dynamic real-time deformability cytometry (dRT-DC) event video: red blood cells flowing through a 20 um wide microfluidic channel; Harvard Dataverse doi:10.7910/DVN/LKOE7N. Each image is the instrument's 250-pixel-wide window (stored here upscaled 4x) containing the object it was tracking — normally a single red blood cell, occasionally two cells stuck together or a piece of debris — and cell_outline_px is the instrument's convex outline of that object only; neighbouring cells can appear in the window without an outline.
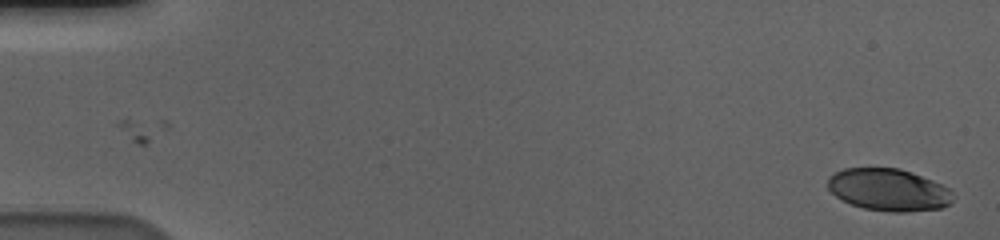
{"species": "human", "species_latin": "Homo sapiens", "temperature_condition": "cold", "stored_images_in_passage": 58, "camera_frame_rate_fps": 3000, "um_per_image_px": 0.085, "donor": {"sex": "male"}, "frame": {"image": 1, "passage_image": 1, "time_ms": 0.0, "image_size_px": [1000, 240], "cell_outline_px": [[952, 200], [948, 204], [940, 208], [908, 212], [892, 212], [864, 208], [852, 204], [836, 196], [828, 188], [828, 180], [836, 172], [844, 168], [900, 168], [912, 172], [932, 180], [948, 188], [952, 192]], "centroid_in_image_um": [75.54, 16.13], "position_along_channel_um": 9.5, "area_um2": 30.46}}
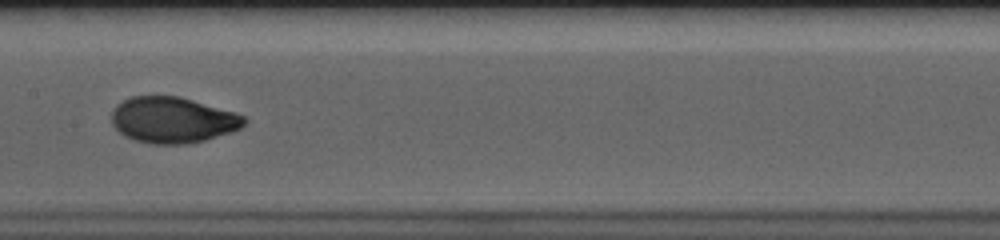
{"frame": {"image": 2, "passage_image": 30, "time_ms": 9.667, "image_size_px": [1000, 240], "cell_outline_px": [[248, 120], [240, 128], [232, 132], [204, 140], [188, 144], [152, 144], [136, 140], [124, 136], [112, 124], [112, 112], [116, 104], [132, 96], [180, 96], [236, 112], [244, 116]], "centroid_in_image_um": [14.7, 10.19], "position_along_channel_um": 192.7, "area_um2": 35.66}}
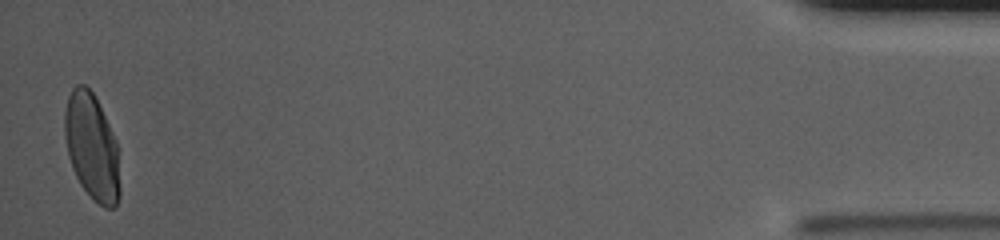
{"frame": {"image": 3, "passage_image": 57, "time_ms": 18.667, "image_size_px": [1000, 240], "cell_outline_px": [[120, 196], [116, 208], [104, 208], [80, 184], [72, 168], [68, 156], [64, 136], [64, 112], [68, 96], [72, 88], [76, 84], [84, 84], [92, 92], [116, 140], [120, 188]], "centroid_in_image_um": [7.79, 12.49], "position_along_channel_um": 427.4, "area_um2": 33.99}, "authors_computed_cell_mechanics": {"area_um2": 34.3621, "velocity_mm_per_s": 3.574, "shape_relaxation_time_tau1_ms": 4.2508, "shape_relaxation_time_tau2_ms": null, "deformation_change_tau1": 0.1816, "deformation_change_tau2": null}}